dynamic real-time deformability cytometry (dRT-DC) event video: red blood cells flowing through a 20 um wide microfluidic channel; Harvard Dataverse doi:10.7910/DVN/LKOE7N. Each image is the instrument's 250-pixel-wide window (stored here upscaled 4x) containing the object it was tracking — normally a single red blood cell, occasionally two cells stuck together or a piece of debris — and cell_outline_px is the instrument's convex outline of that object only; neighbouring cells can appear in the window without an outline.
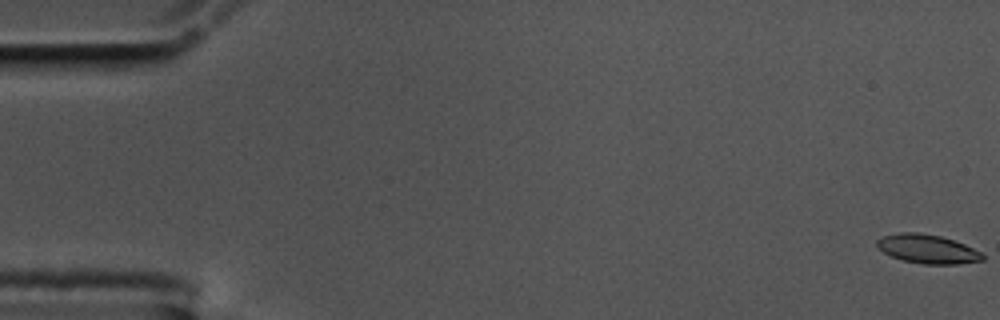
{"species": "common noctule bat (a hibernating species)", "species_latin": "Nyctalus noctula", "temperature_condition": "cold", "stored_images_in_passage": 58, "camera_frame_rate_fps": 3000, "um_per_image_px": 0.085, "animal": {"sex": "male", "body_mass_g": 17.5, "forearm_length_mm": 52.3}, "frame": {"image": 1, "passage_image": 1, "time_ms": 0.0, "image_size_px": [1000, 320], "cell_outline_px": [[984, 260], [956, 264], [924, 264], [904, 260], [892, 256], [884, 252], [876, 244], [876, 240], [880, 236], [900, 232], [920, 232], [940, 236], [964, 244], [980, 252], [984, 256]], "centroid_in_image_um": [78.81, 21.15], "position_along_channel_um": 6.2, "area_um2": 17.63}}
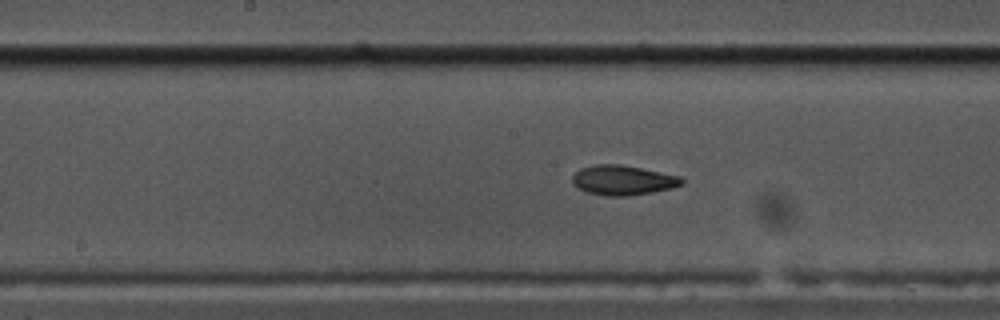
{"frame": {"image": 2, "passage_image": 30, "time_ms": 9.667, "image_size_px": [1000, 320], "cell_outline_px": [[684, 184], [672, 188], [652, 192], [628, 196], [604, 196], [588, 192], [576, 188], [572, 184], [572, 176], [580, 168], [596, 164], [620, 164], [680, 176], [684, 180]], "centroid_in_image_um": [52.92, 15.32], "position_along_channel_um": 195.3, "area_um2": 19.07}}
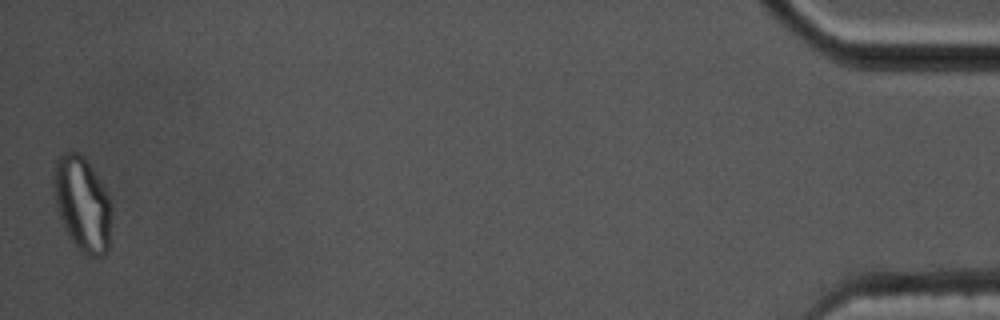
{"frame": {"image": 3, "passage_image": 58, "time_ms": 19.0, "image_size_px": [1000, 320], "cell_outline_px": [[112, 212], [108, 252], [104, 256], [88, 256], [80, 252], [76, 248], [68, 236], [60, 220], [56, 208], [52, 192], [52, 172], [56, 160], [64, 152], [76, 152], [84, 156], [100, 180], [112, 204]], "centroid_in_image_um": [6.97, 17.36], "position_along_channel_um": 428.2, "area_um2": 32.71}, "authors_computed_cell_mechanics": {"area_um2": 18.5249, "velocity_mm_per_s": 3.4923, "shape_relaxation_time_tau1_ms": 7.1633, "shape_relaxation_time_tau2_ms": 1.9894, "deformation_change_tau1": 0.2084, "deformation_change_tau2": 0.0755}}